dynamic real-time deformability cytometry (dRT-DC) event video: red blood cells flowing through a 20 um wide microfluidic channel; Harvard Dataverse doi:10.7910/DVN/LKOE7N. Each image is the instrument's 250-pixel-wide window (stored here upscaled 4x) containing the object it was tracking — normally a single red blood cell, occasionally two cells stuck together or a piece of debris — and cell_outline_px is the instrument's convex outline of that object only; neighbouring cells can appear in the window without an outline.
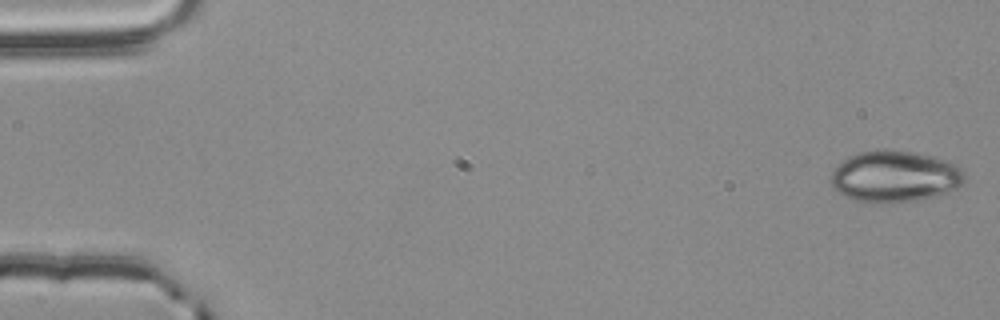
{"species": "common noctule bat (a hibernating species)", "species_latin": "Nyctalus noctula", "temperature_condition": "room temperature", "stored_images_in_passage": 55, "camera_frame_rate_fps": 3000, "um_per_image_px": 0.085, "animal": {"sex": "male", "body_mass_g": 20.4}, "frame": {"image": 1, "passage_image": 1, "time_ms": 0.0, "image_size_px": [1000, 320], "cell_outline_px": [[964, 180], [956, 188], [936, 196], [916, 200], [884, 204], [880, 204], [856, 200], [844, 196], [832, 188], [832, 172], [848, 156], [860, 152], [876, 148], [884, 148], [916, 152], [936, 156], [960, 168], [964, 172]], "centroid_in_image_um": [76.03, 14.99], "position_along_channel_um": 9.0, "area_um2": 40.29}}
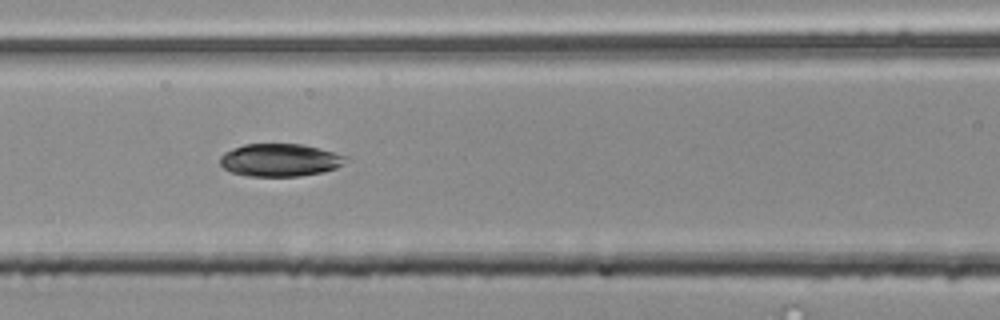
{"frame": {"image": 2, "passage_image": 24, "time_ms": 7.667, "image_size_px": [1000, 320], "cell_outline_px": [[348, 156], [336, 168], [324, 172], [300, 176], [248, 176], [232, 172], [224, 168], [220, 164], [220, 156], [224, 152], [232, 148], [244, 144], [304, 144]], "centroid_in_image_um": [23.76, 13.6], "position_along_channel_um": 142.8, "area_um2": 23.93}}
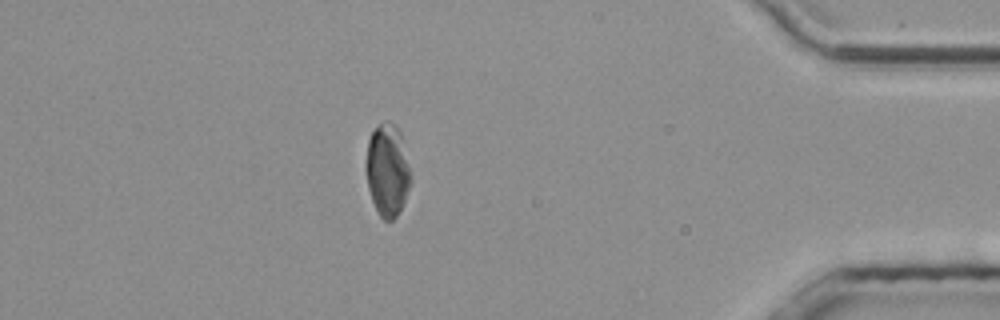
{"frame": {"image": 3, "passage_image": 48, "time_ms": 15.667, "image_size_px": [1000, 320], "cell_outline_px": [[408, 188], [404, 200], [396, 216], [392, 220], [384, 220], [380, 216], [372, 200], [368, 188], [364, 168], [364, 164], [368, 140], [372, 132], [384, 120], [388, 120], [396, 124], [400, 132], [408, 164]], "centroid_in_image_um": [32.87, 14.42], "position_along_channel_um": 402.3, "area_um2": 23.7}, "authors_computed_cell_mechanics": {"area_um2": 25.2586, "velocity_mm_per_s": 3.7926, "shape_relaxation_time_tau1_ms": 4.3617, "shape_relaxation_time_tau2_ms": 5.8774, "deformation_change_tau1": 0.1193, "deformation_change_tau2": 0.0864}}